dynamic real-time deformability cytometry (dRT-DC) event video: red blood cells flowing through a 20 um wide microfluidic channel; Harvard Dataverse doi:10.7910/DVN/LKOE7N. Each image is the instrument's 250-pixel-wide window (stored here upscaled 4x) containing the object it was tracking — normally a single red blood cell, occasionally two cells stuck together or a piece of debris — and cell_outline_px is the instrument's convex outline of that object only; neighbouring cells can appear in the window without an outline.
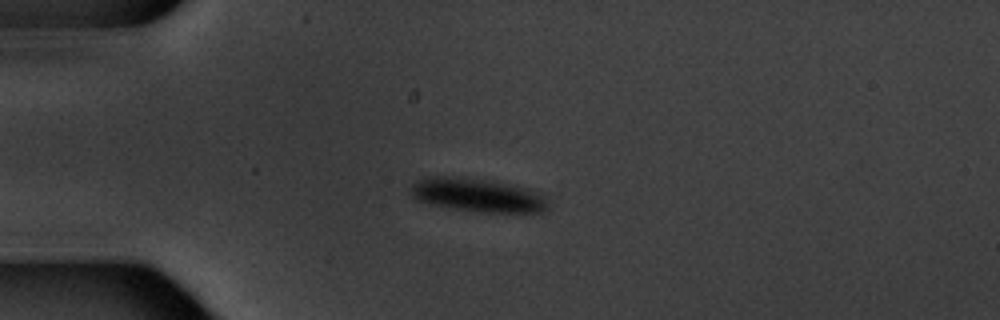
{"species": "common noctule bat (a hibernating species)", "species_latin": "Nyctalus noctula", "temperature_condition": "warm", "stored_images_in_passage": 4, "camera_frame_rate_fps": 3000, "um_per_image_px": 0.085, "animal": {"sex": "male", "body_mass_g": 20.1, "forearm_length_mm": 53.5}, "frame": {"image": 1, "passage_image": 4, "time_ms": 3.667, "image_size_px": [1000, 320], "cell_outline_px": [[548, 208], [540, 212], [480, 212], [452, 208], [432, 204], [416, 200], [412, 196], [412, 184], [416, 180], [424, 176], [452, 176], [480, 180], [504, 184], [540, 192]], "centroid_in_image_um": [40.5, 16.59], "position_along_channel_um": 44.5, "area_um2": 26.18}}